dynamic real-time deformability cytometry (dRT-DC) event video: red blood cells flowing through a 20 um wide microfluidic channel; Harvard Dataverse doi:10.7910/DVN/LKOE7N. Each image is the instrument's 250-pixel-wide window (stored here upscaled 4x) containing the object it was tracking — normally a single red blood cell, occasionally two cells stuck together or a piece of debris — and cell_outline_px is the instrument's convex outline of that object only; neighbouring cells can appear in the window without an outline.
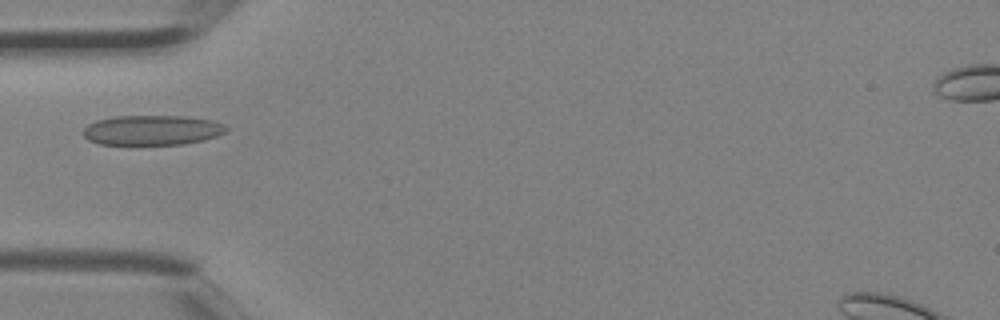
{"species": "Egyptian fruit bat (a non-hibernating species)", "species_latin": "Rousettus aegyptiacus", "temperature_condition": "room temperature", "stored_images_in_passage": 1, "camera_frame_rate_fps": 3000, "um_per_image_px": 0.085, "animal": {"sex": "female"}, "frame": {"image": 1, "passage_image": 1, "time_ms": 0.0, "image_size_px": [1000, 320], "cell_outline_px": [[228, 128], [224, 132], [216, 136], [204, 140], [184, 144], [100, 144], [88, 140], [84, 136], [84, 128], [88, 124], [96, 120], [116, 116], [184, 116], [212, 120], [224, 124]], "centroid_in_image_um": [12.93, 11.06], "position_along_channel_um": 72.1, "area_um2": 24.85}}